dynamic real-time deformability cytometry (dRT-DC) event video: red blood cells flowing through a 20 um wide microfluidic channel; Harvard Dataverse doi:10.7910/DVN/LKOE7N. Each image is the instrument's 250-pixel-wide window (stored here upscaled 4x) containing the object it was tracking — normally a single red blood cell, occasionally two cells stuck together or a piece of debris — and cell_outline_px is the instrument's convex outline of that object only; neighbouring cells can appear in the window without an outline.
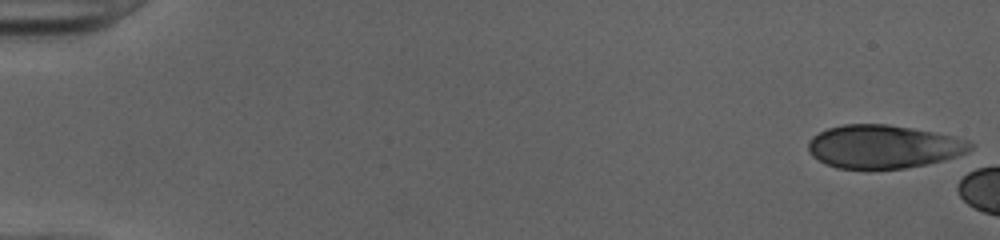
{"species": "human", "species_latin": "Homo sapiens", "temperature_condition": "cold", "stored_images_in_passage": 7, "camera_frame_rate_fps": 3000, "um_per_image_px": 0.085, "donor": {"sex": "female"}, "frame": {"image": 1, "passage_image": 1, "time_ms": 0.0, "image_size_px": [1000, 240], "cell_outline_px": [[972, 148], [968, 152], [944, 160], [904, 168], [836, 168], [812, 156], [808, 152], [808, 140], [812, 136], [828, 128], [844, 124], [888, 124], [912, 128], [956, 136], [968, 140], [972, 144]], "centroid_in_image_um": [75.09, 12.45], "position_along_channel_um": 9.9, "area_um2": 40.75}}